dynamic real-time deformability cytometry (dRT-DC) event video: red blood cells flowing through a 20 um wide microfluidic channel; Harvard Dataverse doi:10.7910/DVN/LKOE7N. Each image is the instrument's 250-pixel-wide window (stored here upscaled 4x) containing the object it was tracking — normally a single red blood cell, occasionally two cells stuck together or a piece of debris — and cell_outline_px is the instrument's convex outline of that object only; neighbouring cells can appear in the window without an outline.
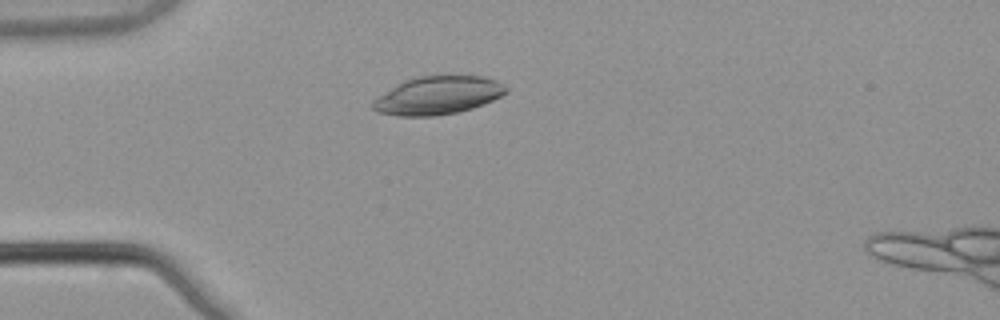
{"species": "common noctule bat (a hibernating species)", "species_latin": "Nyctalus noctula", "temperature_condition": "warm", "stored_images_in_passage": 2, "camera_frame_rate_fps": 3000, "um_per_image_px": 0.085, "animal": {"sex": "male", "body_mass_g": 21.5, "forearm_length_mm": 52.0}, "frame": {"image": 1, "passage_image": 1, "time_ms": 0.0, "image_size_px": [1000, 320], "cell_outline_px": [[508, 92], [484, 104], [472, 108], [456, 112], [436, 116], [400, 116], [376, 112], [372, 108], [372, 100], [396, 84], [404, 80], [416, 76], [484, 76], [496, 80], [504, 84], [508, 88]], "centroid_in_image_um": [37.2, 8.11], "position_along_channel_um": 47.8, "area_um2": 29.71}}